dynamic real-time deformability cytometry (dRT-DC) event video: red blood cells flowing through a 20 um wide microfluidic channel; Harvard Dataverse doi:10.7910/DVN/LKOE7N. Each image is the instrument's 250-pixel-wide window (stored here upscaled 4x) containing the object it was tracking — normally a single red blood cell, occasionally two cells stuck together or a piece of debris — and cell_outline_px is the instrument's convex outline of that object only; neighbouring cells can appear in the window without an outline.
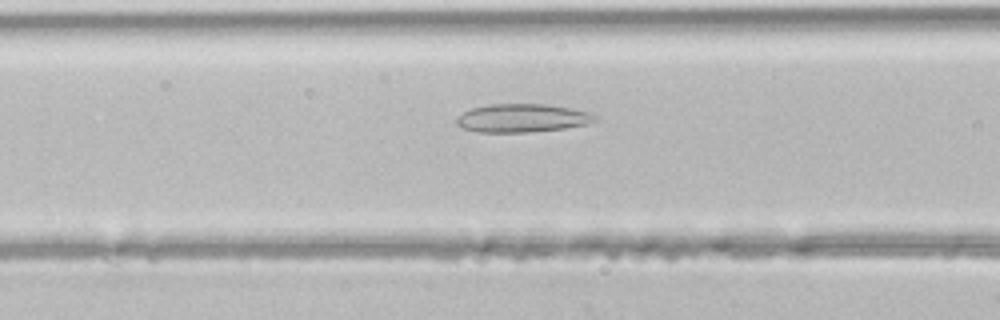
{"species": "common noctule bat (a hibernating species)", "species_latin": "Nyctalus noctula", "temperature_condition": "room temperature", "stored_images_in_passage": 32, "camera_frame_rate_fps": 3000, "um_per_image_px": 0.085, "animal": {"sex": "male", "body_mass_g": 21.5, "forearm_length_mm": 52.0}, "frame": {"image": 1, "passage_image": 13, "time_ms": 4.0, "image_size_px": [1000, 320], "cell_outline_px": [[596, 120], [584, 124], [564, 128], [528, 132], [476, 132], [464, 128], [456, 124], [456, 116], [472, 108], [492, 104], [548, 104], [572, 108], [588, 112], [596, 116]], "centroid_in_image_um": [44.35, 10.03], "position_along_channel_um": 122.2, "area_um2": 22.72}}
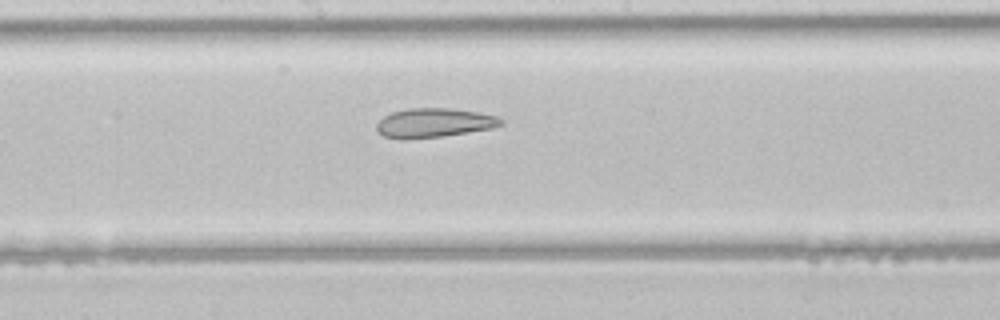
{"frame": {"image": 2, "passage_image": 19, "time_ms": 6.0, "image_size_px": [1000, 320], "cell_outline_px": [[504, 124], [492, 128], [440, 136], [404, 140], [384, 136], [376, 132], [376, 124], [384, 116], [392, 112], [408, 108], [452, 108], [480, 112], [496, 116], [504, 120]], "centroid_in_image_um": [36.87, 10.43], "position_along_channel_um": 211.3, "area_um2": 21.27}}
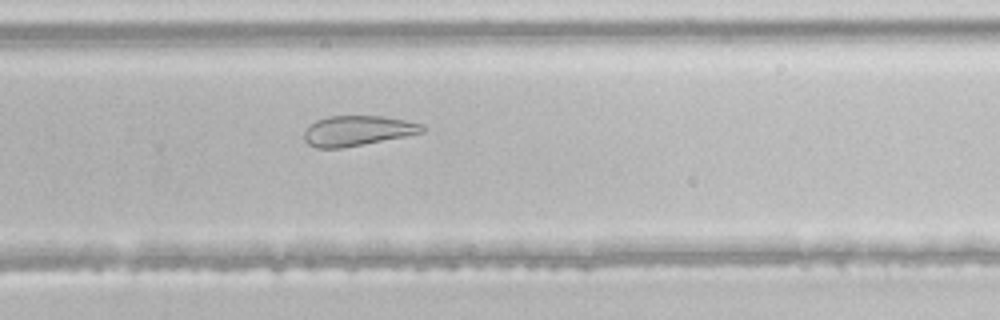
{"frame": {"image": 3, "passage_image": 25, "time_ms": 8.0, "image_size_px": [1000, 320], "cell_outline_px": [[424, 132], [344, 148], [316, 148], [308, 144], [304, 140], [304, 132], [316, 120], [328, 116], [384, 116], [424, 124]], "centroid_in_image_um": [30.38, 11.11], "position_along_channel_um": 299.4, "area_um2": 20.63}}